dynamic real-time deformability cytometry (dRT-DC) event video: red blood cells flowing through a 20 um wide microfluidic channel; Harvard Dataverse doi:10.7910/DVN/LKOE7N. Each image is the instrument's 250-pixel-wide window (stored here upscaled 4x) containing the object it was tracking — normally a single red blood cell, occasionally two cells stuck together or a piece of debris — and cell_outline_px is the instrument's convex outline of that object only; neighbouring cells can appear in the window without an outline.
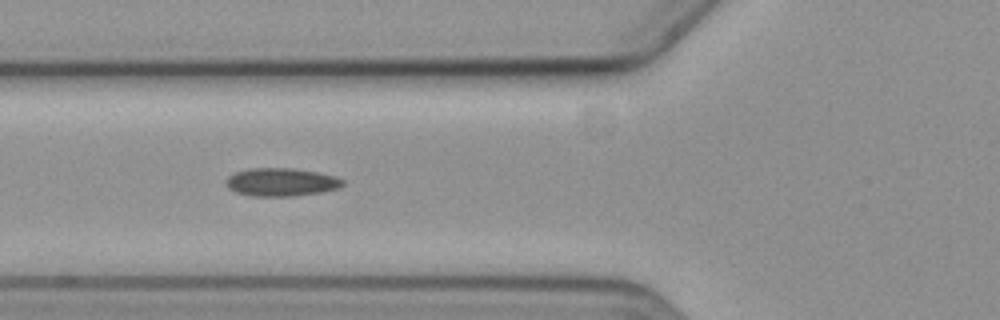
{"species": "common noctule bat (a hibernating species)", "species_latin": "Nyctalus noctula", "temperature_condition": "cold", "stored_images_in_passage": 9, "camera_frame_rate_fps": 3000, "um_per_image_px": 0.085, "animal": {"sex": "female", "body_mass_g": 19.3, "forearm_length_mm": 54.1}, "frame": {"image": 1, "passage_image": 6, "time_ms": 6.333, "image_size_px": [1000, 320], "cell_outline_px": [[344, 184], [340, 188], [320, 192], [292, 196], [252, 196], [236, 192], [228, 188], [224, 180], [228, 176], [236, 172], [248, 168], [292, 168], [316, 172], [336, 176], [344, 180]], "centroid_in_image_um": [23.89, 15.47], "position_along_channel_um": 101.9, "area_um2": 19.19}}
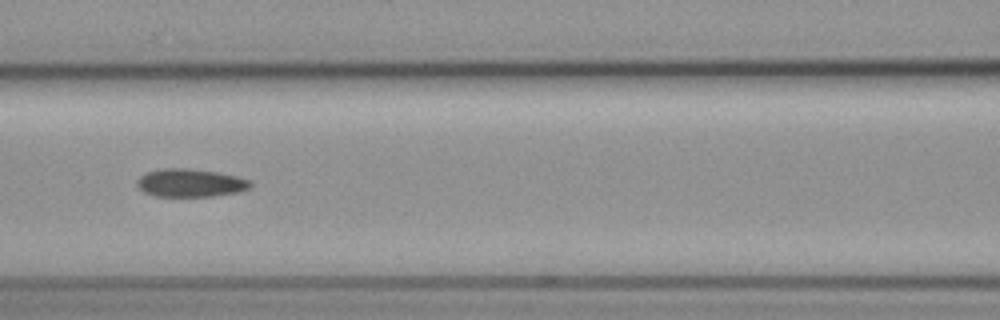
{"frame": {"image": 2, "passage_image": 7, "time_ms": 7.667, "image_size_px": [1000, 320], "cell_outline_px": [[252, 184], [248, 188], [240, 192], [212, 196], [156, 196], [144, 192], [136, 184], [136, 180], [140, 176], [148, 172], [160, 168], [188, 168], [220, 172], [252, 180]], "centroid_in_image_um": [16.2, 15.53], "position_along_channel_um": 150.4, "area_um2": 18.67}}
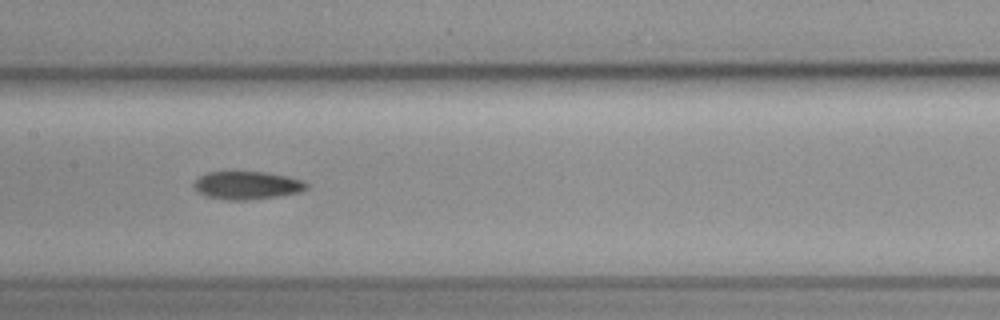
{"frame": {"image": 3, "passage_image": 8, "time_ms": 8.667, "image_size_px": [1000, 320], "cell_outline_px": [[308, 188], [300, 192], [276, 196], [244, 200], [224, 200], [204, 196], [196, 192], [192, 184], [204, 172], [264, 172], [284, 176], [300, 180], [308, 184]], "centroid_in_image_um": [20.92, 15.76], "position_along_channel_um": 186.5, "area_um2": 18.32}}